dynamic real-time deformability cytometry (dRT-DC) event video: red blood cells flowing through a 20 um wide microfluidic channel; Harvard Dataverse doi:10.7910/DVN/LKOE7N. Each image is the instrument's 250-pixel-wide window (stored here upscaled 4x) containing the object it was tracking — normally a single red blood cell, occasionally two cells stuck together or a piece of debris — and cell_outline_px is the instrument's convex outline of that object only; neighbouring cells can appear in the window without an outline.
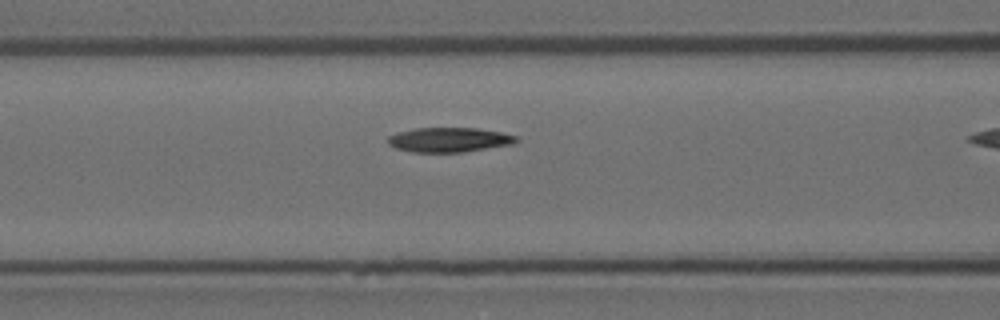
{"species": "Egyptian fruit bat (a non-hibernating species)", "species_latin": "Rousettus aegyptiacus", "temperature_condition": "room temperature", "stored_images_in_passage": 20, "camera_frame_rate_fps": 3000, "um_per_image_px": 0.085, "animal": {"sex": "female"}, "frame": {"image": 1, "passage_image": 12, "time_ms": 3.667, "image_size_px": [1000, 320], "cell_outline_px": [[520, 140], [512, 144], [464, 152], [412, 152], [396, 148], [388, 144], [388, 136], [412, 128], [476, 128], [500, 132], [516, 136]], "centroid_in_image_um": [38.17, 11.88], "position_along_channel_um": 128.4, "area_um2": 18.32}}
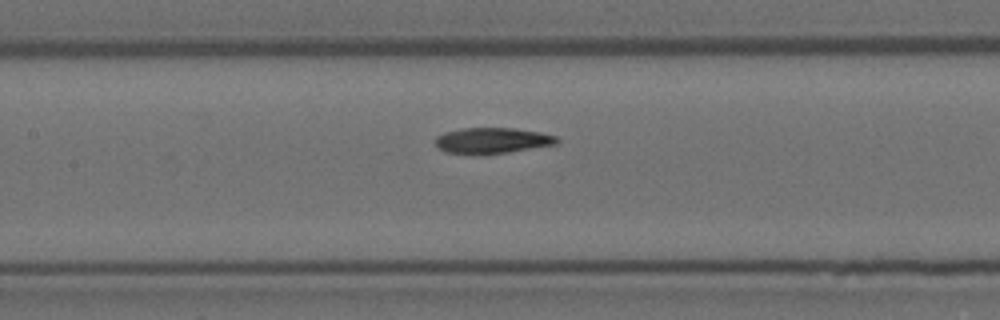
{"frame": {"image": 2, "passage_image": 15, "time_ms": 4.667, "image_size_px": [1000, 320], "cell_outline_px": [[560, 140], [556, 144], [508, 152], [444, 152], [432, 140], [436, 136], [444, 132], [460, 128], [516, 128], [540, 132], [556, 136]], "centroid_in_image_um": [41.84, 11.9], "position_along_channel_um": 165.6, "area_um2": 17.8}}